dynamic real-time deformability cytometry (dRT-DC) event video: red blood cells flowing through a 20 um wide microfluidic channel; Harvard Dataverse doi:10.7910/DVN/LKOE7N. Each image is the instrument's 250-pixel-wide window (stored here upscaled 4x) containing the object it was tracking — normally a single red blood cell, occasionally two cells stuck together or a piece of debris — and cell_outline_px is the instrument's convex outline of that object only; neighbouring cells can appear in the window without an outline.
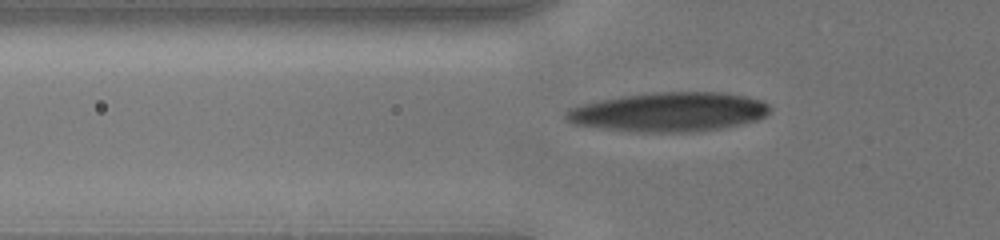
{"species": "human", "species_latin": "Homo sapiens", "temperature_condition": "cold", "stored_images_in_passage": 10, "camera_frame_rate_fps": 3000, "um_per_image_px": 0.085, "donor": {"sex": "male"}, "frame": {"image": 1, "passage_image": 3, "time_ms": 0.333, "image_size_px": [1000, 240], "cell_outline_px": [[772, 112], [756, 120], [724, 128], [696, 132], [636, 132], [572, 124], [564, 120], [564, 112], [568, 108], [600, 100], [620, 96], [652, 92], [724, 92], [744, 96], [760, 100], [768, 104], [772, 108]], "centroid_in_image_um": [56.86, 9.52], "position_along_channel_um": 68.9, "area_um2": 46.99}}
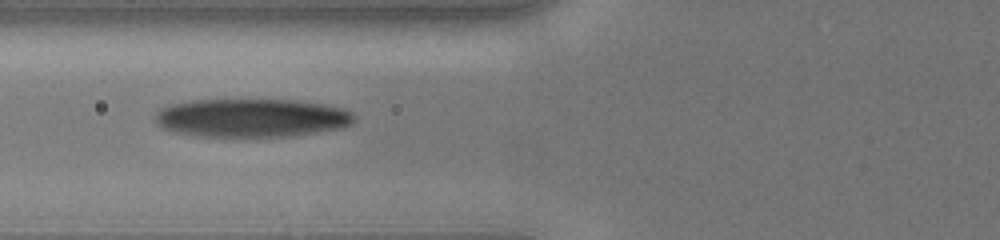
{"frame": {"image": 2, "passage_image": 9, "time_ms": 1.333, "image_size_px": [1000, 240], "cell_outline_px": [[356, 120], [352, 124], [340, 128], [316, 132], [288, 136], [196, 136], [172, 132], [160, 128], [156, 124], [152, 116], [160, 108], [168, 104], [192, 100], [296, 100], [324, 104], [340, 108], [352, 112], [356, 116]], "centroid_in_image_um": [21.31, 10.02], "position_along_channel_um": 104.5, "area_um2": 44.97}}